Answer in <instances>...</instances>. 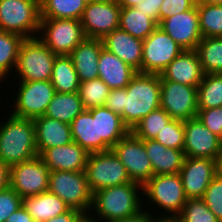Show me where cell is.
Listing matches in <instances>:
<instances>
[{
  "label": "cell",
  "mask_w": 222,
  "mask_h": 222,
  "mask_svg": "<svg viewBox=\"0 0 222 222\" xmlns=\"http://www.w3.org/2000/svg\"><path fill=\"white\" fill-rule=\"evenodd\" d=\"M94 1H109V0H87V2H94Z\"/></svg>",
  "instance_id": "obj_57"
},
{
  "label": "cell",
  "mask_w": 222,
  "mask_h": 222,
  "mask_svg": "<svg viewBox=\"0 0 222 222\" xmlns=\"http://www.w3.org/2000/svg\"><path fill=\"white\" fill-rule=\"evenodd\" d=\"M176 218L180 222H220L201 198L187 199Z\"/></svg>",
  "instance_id": "obj_39"
},
{
  "label": "cell",
  "mask_w": 222,
  "mask_h": 222,
  "mask_svg": "<svg viewBox=\"0 0 222 222\" xmlns=\"http://www.w3.org/2000/svg\"><path fill=\"white\" fill-rule=\"evenodd\" d=\"M17 84V85H16ZM17 89L13 91L14 104L8 110L15 117L35 119L44 116L49 103L56 93L50 80L47 81H18ZM15 96V97H14Z\"/></svg>",
  "instance_id": "obj_9"
},
{
  "label": "cell",
  "mask_w": 222,
  "mask_h": 222,
  "mask_svg": "<svg viewBox=\"0 0 222 222\" xmlns=\"http://www.w3.org/2000/svg\"><path fill=\"white\" fill-rule=\"evenodd\" d=\"M158 24L136 7L121 8L119 28L133 37L145 40Z\"/></svg>",
  "instance_id": "obj_31"
},
{
  "label": "cell",
  "mask_w": 222,
  "mask_h": 222,
  "mask_svg": "<svg viewBox=\"0 0 222 222\" xmlns=\"http://www.w3.org/2000/svg\"><path fill=\"white\" fill-rule=\"evenodd\" d=\"M104 106L114 113L119 114L123 120V88L110 90Z\"/></svg>",
  "instance_id": "obj_45"
},
{
  "label": "cell",
  "mask_w": 222,
  "mask_h": 222,
  "mask_svg": "<svg viewBox=\"0 0 222 222\" xmlns=\"http://www.w3.org/2000/svg\"><path fill=\"white\" fill-rule=\"evenodd\" d=\"M158 26L183 50H195L202 40L197 4L188 11L163 19Z\"/></svg>",
  "instance_id": "obj_18"
},
{
  "label": "cell",
  "mask_w": 222,
  "mask_h": 222,
  "mask_svg": "<svg viewBox=\"0 0 222 222\" xmlns=\"http://www.w3.org/2000/svg\"><path fill=\"white\" fill-rule=\"evenodd\" d=\"M153 222H180L177 218L173 217H155Z\"/></svg>",
  "instance_id": "obj_52"
},
{
  "label": "cell",
  "mask_w": 222,
  "mask_h": 222,
  "mask_svg": "<svg viewBox=\"0 0 222 222\" xmlns=\"http://www.w3.org/2000/svg\"><path fill=\"white\" fill-rule=\"evenodd\" d=\"M102 42L104 48L141 73L143 40L118 28L107 34Z\"/></svg>",
  "instance_id": "obj_21"
},
{
  "label": "cell",
  "mask_w": 222,
  "mask_h": 222,
  "mask_svg": "<svg viewBox=\"0 0 222 222\" xmlns=\"http://www.w3.org/2000/svg\"><path fill=\"white\" fill-rule=\"evenodd\" d=\"M201 199L222 222V178L218 174L211 181Z\"/></svg>",
  "instance_id": "obj_41"
},
{
  "label": "cell",
  "mask_w": 222,
  "mask_h": 222,
  "mask_svg": "<svg viewBox=\"0 0 222 222\" xmlns=\"http://www.w3.org/2000/svg\"><path fill=\"white\" fill-rule=\"evenodd\" d=\"M197 117L212 133L222 139V107L198 109Z\"/></svg>",
  "instance_id": "obj_43"
},
{
  "label": "cell",
  "mask_w": 222,
  "mask_h": 222,
  "mask_svg": "<svg viewBox=\"0 0 222 222\" xmlns=\"http://www.w3.org/2000/svg\"><path fill=\"white\" fill-rule=\"evenodd\" d=\"M204 73L195 50H183L160 74V80H168L198 87Z\"/></svg>",
  "instance_id": "obj_19"
},
{
  "label": "cell",
  "mask_w": 222,
  "mask_h": 222,
  "mask_svg": "<svg viewBox=\"0 0 222 222\" xmlns=\"http://www.w3.org/2000/svg\"><path fill=\"white\" fill-rule=\"evenodd\" d=\"M160 85V107L172 119L186 121L197 117V87L168 80H160Z\"/></svg>",
  "instance_id": "obj_14"
},
{
  "label": "cell",
  "mask_w": 222,
  "mask_h": 222,
  "mask_svg": "<svg viewBox=\"0 0 222 222\" xmlns=\"http://www.w3.org/2000/svg\"><path fill=\"white\" fill-rule=\"evenodd\" d=\"M84 215L81 211L70 208L67 212L45 222H78Z\"/></svg>",
  "instance_id": "obj_47"
},
{
  "label": "cell",
  "mask_w": 222,
  "mask_h": 222,
  "mask_svg": "<svg viewBox=\"0 0 222 222\" xmlns=\"http://www.w3.org/2000/svg\"><path fill=\"white\" fill-rule=\"evenodd\" d=\"M40 20V0H0V30L37 37Z\"/></svg>",
  "instance_id": "obj_6"
},
{
  "label": "cell",
  "mask_w": 222,
  "mask_h": 222,
  "mask_svg": "<svg viewBox=\"0 0 222 222\" xmlns=\"http://www.w3.org/2000/svg\"><path fill=\"white\" fill-rule=\"evenodd\" d=\"M97 128L98 152L111 150L118 141L130 132L122 117L105 106L97 108Z\"/></svg>",
  "instance_id": "obj_26"
},
{
  "label": "cell",
  "mask_w": 222,
  "mask_h": 222,
  "mask_svg": "<svg viewBox=\"0 0 222 222\" xmlns=\"http://www.w3.org/2000/svg\"><path fill=\"white\" fill-rule=\"evenodd\" d=\"M110 88L100 78L80 82L78 95L84 109L103 107Z\"/></svg>",
  "instance_id": "obj_38"
},
{
  "label": "cell",
  "mask_w": 222,
  "mask_h": 222,
  "mask_svg": "<svg viewBox=\"0 0 222 222\" xmlns=\"http://www.w3.org/2000/svg\"><path fill=\"white\" fill-rule=\"evenodd\" d=\"M51 83L56 92H78L80 81L69 55H57L52 69Z\"/></svg>",
  "instance_id": "obj_30"
},
{
  "label": "cell",
  "mask_w": 222,
  "mask_h": 222,
  "mask_svg": "<svg viewBox=\"0 0 222 222\" xmlns=\"http://www.w3.org/2000/svg\"><path fill=\"white\" fill-rule=\"evenodd\" d=\"M142 197L143 185L137 182L100 189L93 193L89 216L99 222H114L134 216L145 207L146 201Z\"/></svg>",
  "instance_id": "obj_1"
},
{
  "label": "cell",
  "mask_w": 222,
  "mask_h": 222,
  "mask_svg": "<svg viewBox=\"0 0 222 222\" xmlns=\"http://www.w3.org/2000/svg\"><path fill=\"white\" fill-rule=\"evenodd\" d=\"M70 208L89 215L93 193L89 189L84 171H52L49 174V189Z\"/></svg>",
  "instance_id": "obj_7"
},
{
  "label": "cell",
  "mask_w": 222,
  "mask_h": 222,
  "mask_svg": "<svg viewBox=\"0 0 222 222\" xmlns=\"http://www.w3.org/2000/svg\"><path fill=\"white\" fill-rule=\"evenodd\" d=\"M102 39L85 38L70 54L80 82L98 78Z\"/></svg>",
  "instance_id": "obj_24"
},
{
  "label": "cell",
  "mask_w": 222,
  "mask_h": 222,
  "mask_svg": "<svg viewBox=\"0 0 222 222\" xmlns=\"http://www.w3.org/2000/svg\"><path fill=\"white\" fill-rule=\"evenodd\" d=\"M137 73L115 54L104 47L101 49L98 61V78L105 82L111 90L126 87Z\"/></svg>",
  "instance_id": "obj_23"
},
{
  "label": "cell",
  "mask_w": 222,
  "mask_h": 222,
  "mask_svg": "<svg viewBox=\"0 0 222 222\" xmlns=\"http://www.w3.org/2000/svg\"><path fill=\"white\" fill-rule=\"evenodd\" d=\"M70 127L74 142L89 154L98 152L97 108L84 109Z\"/></svg>",
  "instance_id": "obj_27"
},
{
  "label": "cell",
  "mask_w": 222,
  "mask_h": 222,
  "mask_svg": "<svg viewBox=\"0 0 222 222\" xmlns=\"http://www.w3.org/2000/svg\"><path fill=\"white\" fill-rule=\"evenodd\" d=\"M143 143L151 160L153 175L179 174L185 159L183 150L166 148L155 139L143 140Z\"/></svg>",
  "instance_id": "obj_25"
},
{
  "label": "cell",
  "mask_w": 222,
  "mask_h": 222,
  "mask_svg": "<svg viewBox=\"0 0 222 222\" xmlns=\"http://www.w3.org/2000/svg\"><path fill=\"white\" fill-rule=\"evenodd\" d=\"M199 26L204 37H222V4L197 2Z\"/></svg>",
  "instance_id": "obj_36"
},
{
  "label": "cell",
  "mask_w": 222,
  "mask_h": 222,
  "mask_svg": "<svg viewBox=\"0 0 222 222\" xmlns=\"http://www.w3.org/2000/svg\"><path fill=\"white\" fill-rule=\"evenodd\" d=\"M23 205V198L10 186L0 191V222H5L8 217Z\"/></svg>",
  "instance_id": "obj_42"
},
{
  "label": "cell",
  "mask_w": 222,
  "mask_h": 222,
  "mask_svg": "<svg viewBox=\"0 0 222 222\" xmlns=\"http://www.w3.org/2000/svg\"><path fill=\"white\" fill-rule=\"evenodd\" d=\"M154 139L166 148L183 150L185 143L184 121L172 119Z\"/></svg>",
  "instance_id": "obj_40"
},
{
  "label": "cell",
  "mask_w": 222,
  "mask_h": 222,
  "mask_svg": "<svg viewBox=\"0 0 222 222\" xmlns=\"http://www.w3.org/2000/svg\"><path fill=\"white\" fill-rule=\"evenodd\" d=\"M5 222H37L27 212L25 207L22 205L19 209L13 212Z\"/></svg>",
  "instance_id": "obj_49"
},
{
  "label": "cell",
  "mask_w": 222,
  "mask_h": 222,
  "mask_svg": "<svg viewBox=\"0 0 222 222\" xmlns=\"http://www.w3.org/2000/svg\"><path fill=\"white\" fill-rule=\"evenodd\" d=\"M84 172L92 193L100 189L134 182L112 150L88 154Z\"/></svg>",
  "instance_id": "obj_8"
},
{
  "label": "cell",
  "mask_w": 222,
  "mask_h": 222,
  "mask_svg": "<svg viewBox=\"0 0 222 222\" xmlns=\"http://www.w3.org/2000/svg\"><path fill=\"white\" fill-rule=\"evenodd\" d=\"M160 75L137 73L123 88V122L130 129L160 107Z\"/></svg>",
  "instance_id": "obj_3"
},
{
  "label": "cell",
  "mask_w": 222,
  "mask_h": 222,
  "mask_svg": "<svg viewBox=\"0 0 222 222\" xmlns=\"http://www.w3.org/2000/svg\"><path fill=\"white\" fill-rule=\"evenodd\" d=\"M88 152L79 144L72 141L70 144L56 146L44 150L39 157L52 171H84Z\"/></svg>",
  "instance_id": "obj_20"
},
{
  "label": "cell",
  "mask_w": 222,
  "mask_h": 222,
  "mask_svg": "<svg viewBox=\"0 0 222 222\" xmlns=\"http://www.w3.org/2000/svg\"><path fill=\"white\" fill-rule=\"evenodd\" d=\"M24 39L16 33L0 30V82L12 77L10 74L15 70L19 48Z\"/></svg>",
  "instance_id": "obj_33"
},
{
  "label": "cell",
  "mask_w": 222,
  "mask_h": 222,
  "mask_svg": "<svg viewBox=\"0 0 222 222\" xmlns=\"http://www.w3.org/2000/svg\"><path fill=\"white\" fill-rule=\"evenodd\" d=\"M111 150L125 166L132 181L144 185L153 176L151 160L146 154L143 140L131 131Z\"/></svg>",
  "instance_id": "obj_13"
},
{
  "label": "cell",
  "mask_w": 222,
  "mask_h": 222,
  "mask_svg": "<svg viewBox=\"0 0 222 222\" xmlns=\"http://www.w3.org/2000/svg\"><path fill=\"white\" fill-rule=\"evenodd\" d=\"M9 186V167L0 159V191Z\"/></svg>",
  "instance_id": "obj_50"
},
{
  "label": "cell",
  "mask_w": 222,
  "mask_h": 222,
  "mask_svg": "<svg viewBox=\"0 0 222 222\" xmlns=\"http://www.w3.org/2000/svg\"><path fill=\"white\" fill-rule=\"evenodd\" d=\"M217 174L222 178V153L217 159Z\"/></svg>",
  "instance_id": "obj_53"
},
{
  "label": "cell",
  "mask_w": 222,
  "mask_h": 222,
  "mask_svg": "<svg viewBox=\"0 0 222 222\" xmlns=\"http://www.w3.org/2000/svg\"><path fill=\"white\" fill-rule=\"evenodd\" d=\"M23 206L37 222H45L67 212L70 207L49 191L23 198Z\"/></svg>",
  "instance_id": "obj_28"
},
{
  "label": "cell",
  "mask_w": 222,
  "mask_h": 222,
  "mask_svg": "<svg viewBox=\"0 0 222 222\" xmlns=\"http://www.w3.org/2000/svg\"><path fill=\"white\" fill-rule=\"evenodd\" d=\"M197 0H164L159 11V23L168 17L194 8Z\"/></svg>",
  "instance_id": "obj_44"
},
{
  "label": "cell",
  "mask_w": 222,
  "mask_h": 222,
  "mask_svg": "<svg viewBox=\"0 0 222 222\" xmlns=\"http://www.w3.org/2000/svg\"><path fill=\"white\" fill-rule=\"evenodd\" d=\"M145 208L147 209H143L141 212L137 213L134 216L126 217L120 220H116L114 222H153V219L155 218L154 214L157 213L148 210V207Z\"/></svg>",
  "instance_id": "obj_48"
},
{
  "label": "cell",
  "mask_w": 222,
  "mask_h": 222,
  "mask_svg": "<svg viewBox=\"0 0 222 222\" xmlns=\"http://www.w3.org/2000/svg\"><path fill=\"white\" fill-rule=\"evenodd\" d=\"M33 122L38 156L48 148L70 144L73 141L69 124L47 116L37 117Z\"/></svg>",
  "instance_id": "obj_22"
},
{
  "label": "cell",
  "mask_w": 222,
  "mask_h": 222,
  "mask_svg": "<svg viewBox=\"0 0 222 222\" xmlns=\"http://www.w3.org/2000/svg\"><path fill=\"white\" fill-rule=\"evenodd\" d=\"M185 157L217 160L222 153V139L212 133L198 117L184 121Z\"/></svg>",
  "instance_id": "obj_16"
},
{
  "label": "cell",
  "mask_w": 222,
  "mask_h": 222,
  "mask_svg": "<svg viewBox=\"0 0 222 222\" xmlns=\"http://www.w3.org/2000/svg\"><path fill=\"white\" fill-rule=\"evenodd\" d=\"M143 0H117L118 5L121 8H126V7H135L136 5L140 4Z\"/></svg>",
  "instance_id": "obj_51"
},
{
  "label": "cell",
  "mask_w": 222,
  "mask_h": 222,
  "mask_svg": "<svg viewBox=\"0 0 222 222\" xmlns=\"http://www.w3.org/2000/svg\"><path fill=\"white\" fill-rule=\"evenodd\" d=\"M50 170L37 156L9 168V186L22 198L35 196L49 189Z\"/></svg>",
  "instance_id": "obj_12"
},
{
  "label": "cell",
  "mask_w": 222,
  "mask_h": 222,
  "mask_svg": "<svg viewBox=\"0 0 222 222\" xmlns=\"http://www.w3.org/2000/svg\"><path fill=\"white\" fill-rule=\"evenodd\" d=\"M78 222H86V215H84Z\"/></svg>",
  "instance_id": "obj_56"
},
{
  "label": "cell",
  "mask_w": 222,
  "mask_h": 222,
  "mask_svg": "<svg viewBox=\"0 0 222 222\" xmlns=\"http://www.w3.org/2000/svg\"><path fill=\"white\" fill-rule=\"evenodd\" d=\"M54 54L69 55L85 38L80 20L41 19L37 36Z\"/></svg>",
  "instance_id": "obj_10"
},
{
  "label": "cell",
  "mask_w": 222,
  "mask_h": 222,
  "mask_svg": "<svg viewBox=\"0 0 222 222\" xmlns=\"http://www.w3.org/2000/svg\"><path fill=\"white\" fill-rule=\"evenodd\" d=\"M183 51L161 27L143 40L141 73L160 75Z\"/></svg>",
  "instance_id": "obj_11"
},
{
  "label": "cell",
  "mask_w": 222,
  "mask_h": 222,
  "mask_svg": "<svg viewBox=\"0 0 222 222\" xmlns=\"http://www.w3.org/2000/svg\"><path fill=\"white\" fill-rule=\"evenodd\" d=\"M56 56L38 37L25 38L20 45L14 70L17 80H51Z\"/></svg>",
  "instance_id": "obj_5"
},
{
  "label": "cell",
  "mask_w": 222,
  "mask_h": 222,
  "mask_svg": "<svg viewBox=\"0 0 222 222\" xmlns=\"http://www.w3.org/2000/svg\"><path fill=\"white\" fill-rule=\"evenodd\" d=\"M198 109L222 107V73L204 74L197 87Z\"/></svg>",
  "instance_id": "obj_35"
},
{
  "label": "cell",
  "mask_w": 222,
  "mask_h": 222,
  "mask_svg": "<svg viewBox=\"0 0 222 222\" xmlns=\"http://www.w3.org/2000/svg\"><path fill=\"white\" fill-rule=\"evenodd\" d=\"M144 196L145 198H143V200L149 199L150 208H158V211H155L157 213L159 210L162 212L161 215L160 213L155 215L156 217L176 218L188 199L185 195L179 174L153 175L143 185V197ZM156 206L158 207L156 208Z\"/></svg>",
  "instance_id": "obj_4"
},
{
  "label": "cell",
  "mask_w": 222,
  "mask_h": 222,
  "mask_svg": "<svg viewBox=\"0 0 222 222\" xmlns=\"http://www.w3.org/2000/svg\"><path fill=\"white\" fill-rule=\"evenodd\" d=\"M86 222H99L91 218V216L86 215Z\"/></svg>",
  "instance_id": "obj_55"
},
{
  "label": "cell",
  "mask_w": 222,
  "mask_h": 222,
  "mask_svg": "<svg viewBox=\"0 0 222 222\" xmlns=\"http://www.w3.org/2000/svg\"><path fill=\"white\" fill-rule=\"evenodd\" d=\"M87 0H40L41 19L80 20Z\"/></svg>",
  "instance_id": "obj_32"
},
{
  "label": "cell",
  "mask_w": 222,
  "mask_h": 222,
  "mask_svg": "<svg viewBox=\"0 0 222 222\" xmlns=\"http://www.w3.org/2000/svg\"><path fill=\"white\" fill-rule=\"evenodd\" d=\"M84 110L78 92H56L44 116L69 124Z\"/></svg>",
  "instance_id": "obj_29"
},
{
  "label": "cell",
  "mask_w": 222,
  "mask_h": 222,
  "mask_svg": "<svg viewBox=\"0 0 222 222\" xmlns=\"http://www.w3.org/2000/svg\"><path fill=\"white\" fill-rule=\"evenodd\" d=\"M197 2L205 4H222V0H197Z\"/></svg>",
  "instance_id": "obj_54"
},
{
  "label": "cell",
  "mask_w": 222,
  "mask_h": 222,
  "mask_svg": "<svg viewBox=\"0 0 222 222\" xmlns=\"http://www.w3.org/2000/svg\"><path fill=\"white\" fill-rule=\"evenodd\" d=\"M120 11L117 0L87 2L80 19L86 38L103 39L118 29Z\"/></svg>",
  "instance_id": "obj_15"
},
{
  "label": "cell",
  "mask_w": 222,
  "mask_h": 222,
  "mask_svg": "<svg viewBox=\"0 0 222 222\" xmlns=\"http://www.w3.org/2000/svg\"><path fill=\"white\" fill-rule=\"evenodd\" d=\"M172 118L161 107L151 111L147 116L142 118L131 130V132L142 140L154 139L160 130L166 126Z\"/></svg>",
  "instance_id": "obj_37"
},
{
  "label": "cell",
  "mask_w": 222,
  "mask_h": 222,
  "mask_svg": "<svg viewBox=\"0 0 222 222\" xmlns=\"http://www.w3.org/2000/svg\"><path fill=\"white\" fill-rule=\"evenodd\" d=\"M195 51L204 74L222 73V37H204Z\"/></svg>",
  "instance_id": "obj_34"
},
{
  "label": "cell",
  "mask_w": 222,
  "mask_h": 222,
  "mask_svg": "<svg viewBox=\"0 0 222 222\" xmlns=\"http://www.w3.org/2000/svg\"><path fill=\"white\" fill-rule=\"evenodd\" d=\"M8 114L0 123V159L10 168L37 157L38 152L33 119Z\"/></svg>",
  "instance_id": "obj_2"
},
{
  "label": "cell",
  "mask_w": 222,
  "mask_h": 222,
  "mask_svg": "<svg viewBox=\"0 0 222 222\" xmlns=\"http://www.w3.org/2000/svg\"><path fill=\"white\" fill-rule=\"evenodd\" d=\"M188 199L202 198L217 175V160L202 157H185L179 172Z\"/></svg>",
  "instance_id": "obj_17"
},
{
  "label": "cell",
  "mask_w": 222,
  "mask_h": 222,
  "mask_svg": "<svg viewBox=\"0 0 222 222\" xmlns=\"http://www.w3.org/2000/svg\"><path fill=\"white\" fill-rule=\"evenodd\" d=\"M164 0H143L135 7L141 12L148 14L159 25V11Z\"/></svg>",
  "instance_id": "obj_46"
}]
</instances>
